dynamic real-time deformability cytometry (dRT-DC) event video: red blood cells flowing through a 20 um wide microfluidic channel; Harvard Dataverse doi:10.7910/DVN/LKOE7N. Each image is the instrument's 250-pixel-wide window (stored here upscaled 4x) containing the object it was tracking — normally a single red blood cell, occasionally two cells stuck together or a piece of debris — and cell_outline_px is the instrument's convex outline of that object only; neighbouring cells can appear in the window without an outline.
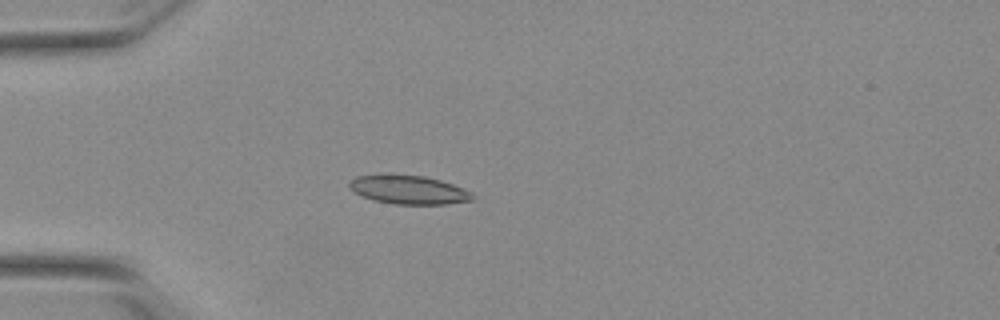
{"species": "Egyptian fruit bat (a non-hibernating species)", "species_latin": "Rousettus aegyptiacus", "temperature_condition": "warm", "stored_images_in_passage": 48, "camera_frame_rate_fps": 3000, "um_per_image_px": 0.085, "animal": {"sex": "female"}, "frame": {"image": 1, "passage_image": 15, "time_ms": 4.667, "image_size_px": [1000, 320], "cell_outline_px": [[476, 200], [448, 204], [396, 204], [376, 200], [364, 196], [356, 192], [348, 184], [356, 176], [380, 172], [392, 172], [424, 176], [440, 180], [452, 184], [472, 192], [476, 196]], "centroid_in_image_um": [34.77, 16.09], "position_along_channel_um": 50.2, "area_um2": 21.1}}
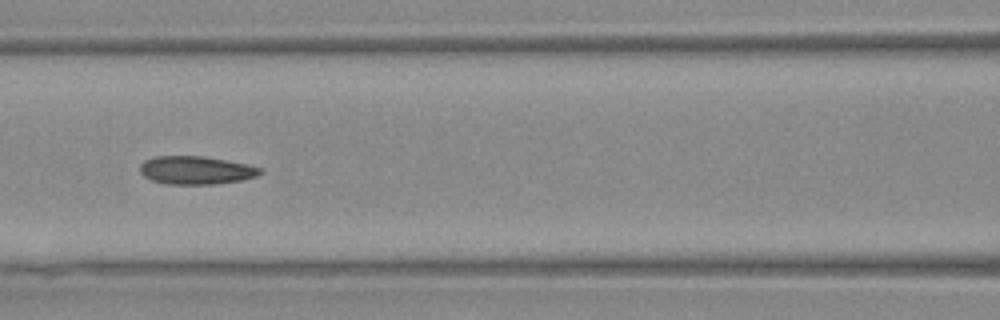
{"frame": {"image": 2, "passage_image": 24, "time_ms": 7.667, "image_size_px": [1000, 320], "cell_outline_px": [[264, 172], [256, 176], [240, 180], [212, 184], [164, 184], [152, 180], [144, 176], [140, 172], [140, 164], [144, 160], [156, 156], [204, 156], [248, 164], [264, 168]], "centroid_in_image_um": [16.67, 14.46], "position_along_channel_um": 149.9, "area_um2": 19.83}}
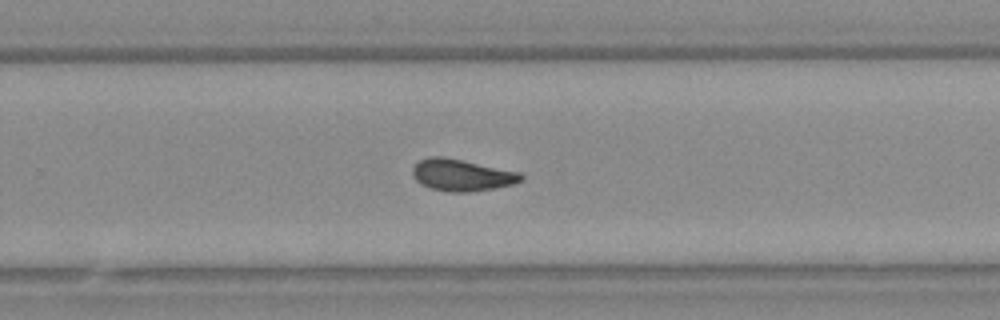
{"frame": {"image": 3, "passage_image": 35, "time_ms": 11.333, "image_size_px": [1000, 320], "cell_outline_px": [[524, 180], [516, 184], [468, 192], [448, 192], [432, 188], [420, 184], [416, 180], [412, 172], [412, 168], [420, 160], [428, 156], [444, 156], [520, 172], [524, 176]], "centroid_in_image_um": [39.27, 14.87], "position_along_channel_um": 290.5, "area_um2": 20.17}, "authors_computed_cell_mechanics": {"area_um2": 19.652, "velocity_mm_per_s": 3.8512, "shape_relaxation_time_tau1_ms": 4.8734, "shape_relaxation_time_tau2_ms": 1.6673, "deformation_change_tau1": 0.162, "deformation_change_tau2": 0.0869}}